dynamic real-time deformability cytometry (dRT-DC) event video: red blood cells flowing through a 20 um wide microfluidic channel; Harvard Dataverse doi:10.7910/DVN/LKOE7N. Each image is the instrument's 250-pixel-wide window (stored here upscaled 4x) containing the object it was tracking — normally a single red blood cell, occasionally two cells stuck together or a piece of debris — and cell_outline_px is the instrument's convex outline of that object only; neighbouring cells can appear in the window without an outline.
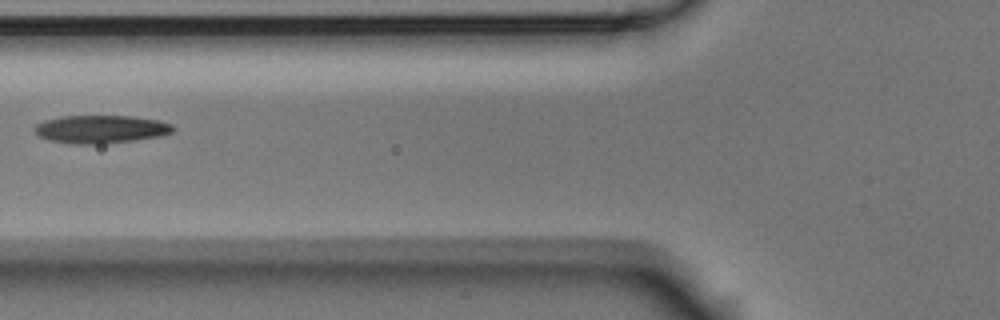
{"species": "Egyptian fruit bat (a non-hibernating species)", "species_latin": "Rousettus aegyptiacus", "temperature_condition": "room temperature", "stored_images_in_passage": 2, "camera_frame_rate_fps": 3000, "um_per_image_px": 0.085, "animal": {"sex": "male"}, "frame": {"image": 1, "passage_image": 2, "time_ms": 0.333, "image_size_px": [1000, 320], "cell_outline_px": [[176, 128], [172, 132], [160, 136], [132, 140], [100, 144], [76, 144], [48, 140], [40, 136], [32, 128], [36, 124], [44, 120], [60, 116], [132, 116], [160, 120], [172, 124]], "centroid_in_image_um": [8.57, 10.97], "position_along_channel_um": 117.2, "area_um2": 22.66}}